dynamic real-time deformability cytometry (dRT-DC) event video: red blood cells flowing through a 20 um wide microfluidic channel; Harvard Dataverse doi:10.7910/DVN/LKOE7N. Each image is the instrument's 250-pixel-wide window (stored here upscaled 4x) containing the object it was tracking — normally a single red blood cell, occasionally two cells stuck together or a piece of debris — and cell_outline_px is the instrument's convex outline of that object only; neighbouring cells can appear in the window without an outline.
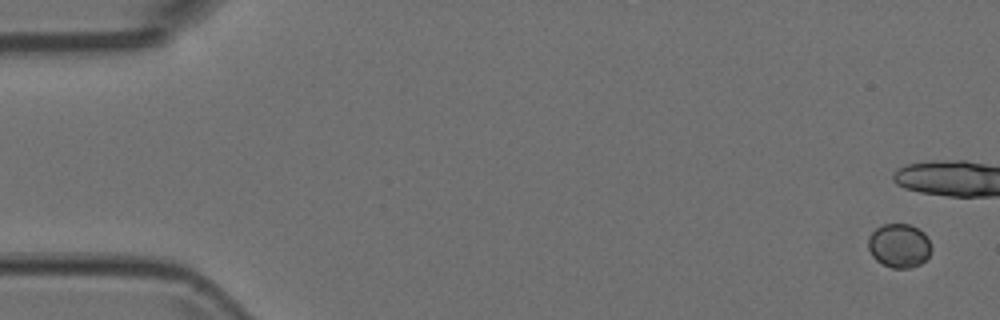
{"species": "Egyptian fruit bat (a non-hibernating species)", "species_latin": "Rousettus aegyptiacus", "temperature_condition": "room temperature", "stored_images_in_passage": 6, "camera_frame_rate_fps": 3000, "um_per_image_px": 0.085, "animal": {"sex": "female"}, "frame": {"image": 1, "passage_image": 1, "time_ms": 0.0, "image_size_px": [1000, 320], "cell_outline_px": [[932, 248], [928, 256], [920, 264], [908, 268], [892, 268], [876, 260], [872, 256], [868, 248], [868, 236], [876, 228], [884, 224], [908, 224], [924, 232], [928, 236]], "centroid_in_image_um": [76.43, 20.87], "position_along_channel_um": 8.6, "area_um2": 16.18}}